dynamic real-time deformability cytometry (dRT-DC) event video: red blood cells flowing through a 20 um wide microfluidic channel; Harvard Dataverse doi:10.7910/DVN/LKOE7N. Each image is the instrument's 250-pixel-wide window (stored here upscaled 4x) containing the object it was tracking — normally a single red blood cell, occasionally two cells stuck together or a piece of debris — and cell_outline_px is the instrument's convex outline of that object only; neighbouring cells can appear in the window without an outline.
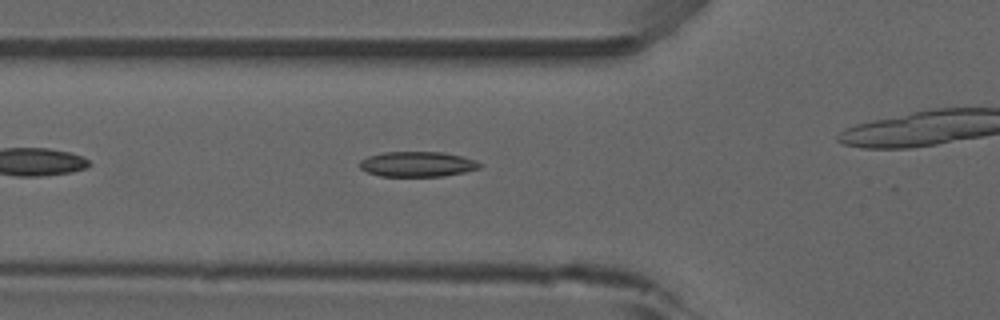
{"species": "common noctule bat (a hibernating species)", "species_latin": "Nyctalus noctula", "temperature_condition": "room temperature", "stored_images_in_passage": 24, "camera_frame_rate_fps": 3000, "um_per_image_px": 0.085, "animal": {"sex": "male", "forearm_length_mm": 52.5}, "frame": {"image": 1, "passage_image": 4, "time_ms": 1.0, "image_size_px": [1000, 320], "cell_outline_px": [[480, 168], [464, 172], [444, 176], [380, 176], [368, 172], [360, 168], [360, 160], [368, 156], [384, 152], [440, 152], [460, 156], [476, 160], [480, 164]], "centroid_in_image_um": [35.46, 13.95], "position_along_channel_um": 90.3, "area_um2": 17.46}}